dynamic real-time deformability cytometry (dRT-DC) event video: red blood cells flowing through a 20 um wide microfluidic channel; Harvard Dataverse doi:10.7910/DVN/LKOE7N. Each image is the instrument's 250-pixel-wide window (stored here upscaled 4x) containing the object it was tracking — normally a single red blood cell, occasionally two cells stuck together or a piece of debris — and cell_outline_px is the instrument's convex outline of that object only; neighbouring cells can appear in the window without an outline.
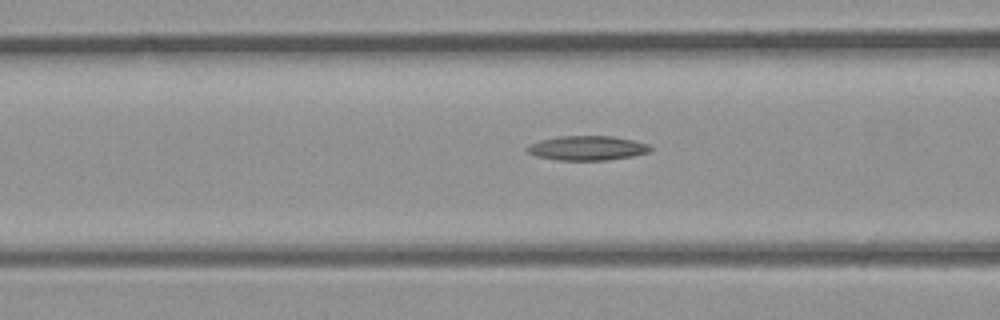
{"species": "common noctule bat (a hibernating species)", "species_latin": "Nyctalus noctula", "temperature_condition": "room temperature", "stored_images_in_passage": 7, "camera_frame_rate_fps": 3000, "um_per_image_px": 0.085, "animal": {"sex": "male", "body_mass_g": 23.1, "forearm_length_mm": 52.7}, "frame": {"image": 1, "passage_image": 5, "time_ms": 1.333, "image_size_px": [1000, 320], "cell_outline_px": [[652, 148], [648, 152], [632, 156], [608, 160], [556, 160], [536, 156], [528, 152], [524, 148], [528, 144], [540, 140], [556, 136], [612, 136], [632, 140], [648, 144]], "centroid_in_image_um": [49.86, 12.58], "position_along_channel_um": 116.7, "area_um2": 17.63}}